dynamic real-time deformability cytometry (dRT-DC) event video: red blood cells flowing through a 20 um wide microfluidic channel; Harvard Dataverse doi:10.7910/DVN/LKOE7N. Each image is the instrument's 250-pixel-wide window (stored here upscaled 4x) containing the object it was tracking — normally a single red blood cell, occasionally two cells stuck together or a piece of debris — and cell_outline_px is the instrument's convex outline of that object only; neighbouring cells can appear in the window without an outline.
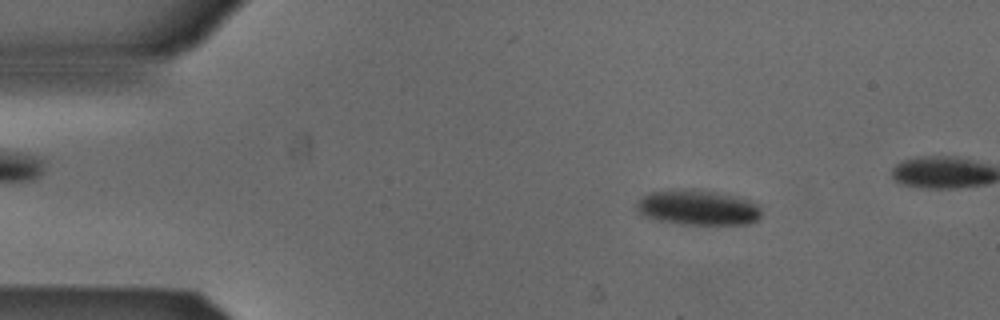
{"species": "Egyptian fruit bat (a non-hibernating species)", "species_latin": "Rousettus aegyptiacus", "temperature_condition": "cold", "stored_images_in_passage": 4, "camera_frame_rate_fps": 3000, "um_per_image_px": 0.085, "animal": {"sex": "male"}, "frame": {"image": 1, "passage_image": 2, "time_ms": 0.333, "image_size_px": [1000, 320], "cell_outline_px": [[760, 216], [756, 220], [748, 224], [680, 224], [656, 220], [644, 216], [636, 208], [636, 200], [652, 192], [668, 188], [696, 188], [736, 196], [752, 200], [760, 204]], "centroid_in_image_um": [59.3, 17.61], "position_along_channel_um": 25.7, "area_um2": 26.13}}